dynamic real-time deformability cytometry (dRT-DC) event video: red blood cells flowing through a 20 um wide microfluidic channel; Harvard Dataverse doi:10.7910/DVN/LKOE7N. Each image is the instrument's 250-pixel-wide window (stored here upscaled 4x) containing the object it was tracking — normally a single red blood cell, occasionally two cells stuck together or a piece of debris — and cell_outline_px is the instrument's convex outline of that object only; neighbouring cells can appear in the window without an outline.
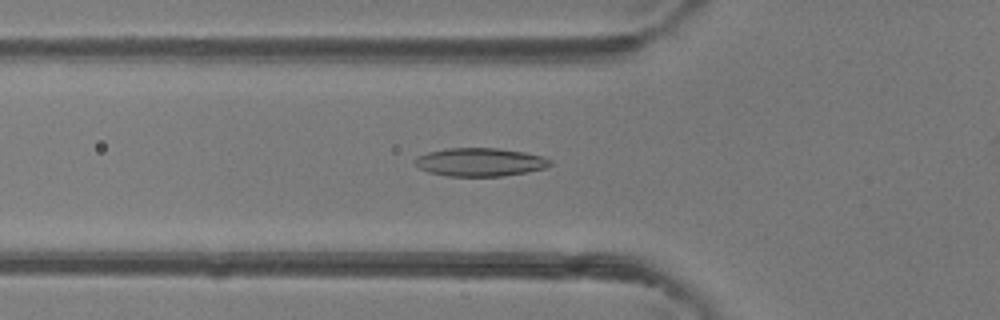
{"species": "common noctule bat (a hibernating species)", "species_latin": "Nyctalus noctula", "temperature_condition": "room temperature", "stored_images_in_passage": 47, "camera_frame_rate_fps": 3000, "um_per_image_px": 0.085, "animal": {"sex": "female"}, "frame": {"image": 1, "passage_image": 16, "time_ms": 5.0, "image_size_px": [1000, 320], "cell_outline_px": [[552, 164], [544, 168], [528, 172], [504, 176], [448, 176], [428, 172], [420, 168], [412, 160], [416, 156], [428, 152], [448, 148], [496, 148], [524, 152], [544, 156], [552, 160]], "centroid_in_image_um": [40.81, 13.78], "position_along_channel_um": 85.0, "area_um2": 22.43}}
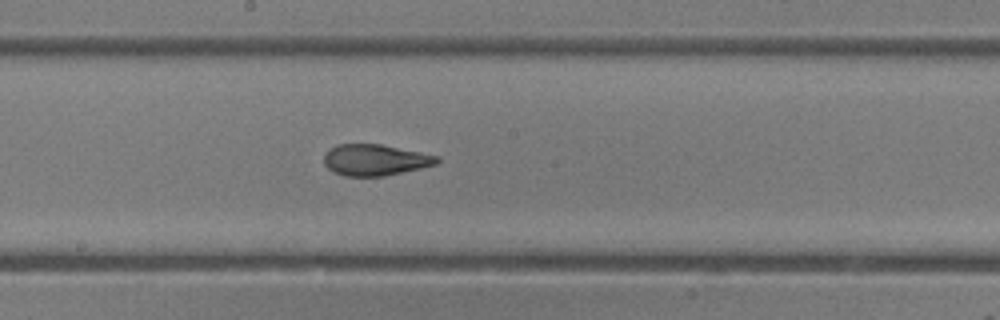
{"frame": {"image": 2, "passage_image": 25, "time_ms": 8.0, "image_size_px": [1000, 320], "cell_outline_px": [[440, 160], [436, 164], [420, 168], [384, 176], [344, 176], [332, 172], [324, 164], [324, 152], [328, 148], [336, 144], [380, 144], [440, 156]], "centroid_in_image_um": [31.84, 13.59], "position_along_channel_um": 216.4, "area_um2": 20.69}}
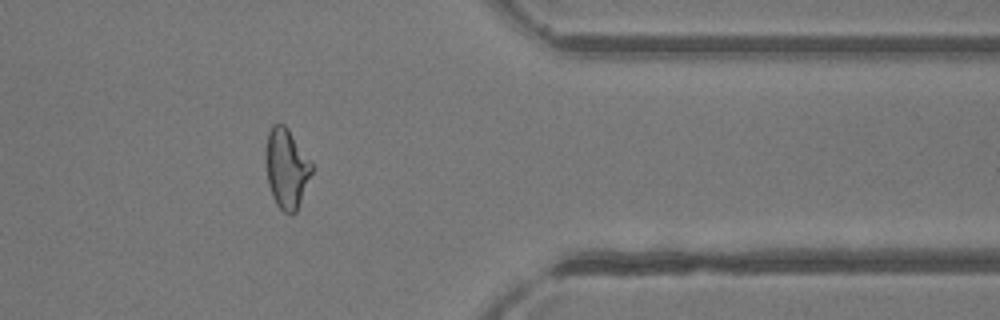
{"frame": {"image": 3, "passage_image": 38, "time_ms": 12.333, "image_size_px": [1000, 320], "cell_outline_px": [[312, 172], [296, 212], [284, 212], [276, 204], [272, 196], [268, 184], [264, 156], [268, 132], [272, 124], [284, 124], [288, 128], [312, 160]], "centroid_in_image_um": [24.34, 14.26], "position_along_channel_um": 387.1, "area_um2": 21.56}, "authors_computed_cell_mechanics": {"area_um2": 21.964, "velocity_mm_per_s": 4.336, "shape_relaxation_time_tau1_ms": 8.8186, "shape_relaxation_time_tau2_ms": 1.2868, "deformation_change_tau1": 0.2639, "deformation_change_tau2": 0.0817}}